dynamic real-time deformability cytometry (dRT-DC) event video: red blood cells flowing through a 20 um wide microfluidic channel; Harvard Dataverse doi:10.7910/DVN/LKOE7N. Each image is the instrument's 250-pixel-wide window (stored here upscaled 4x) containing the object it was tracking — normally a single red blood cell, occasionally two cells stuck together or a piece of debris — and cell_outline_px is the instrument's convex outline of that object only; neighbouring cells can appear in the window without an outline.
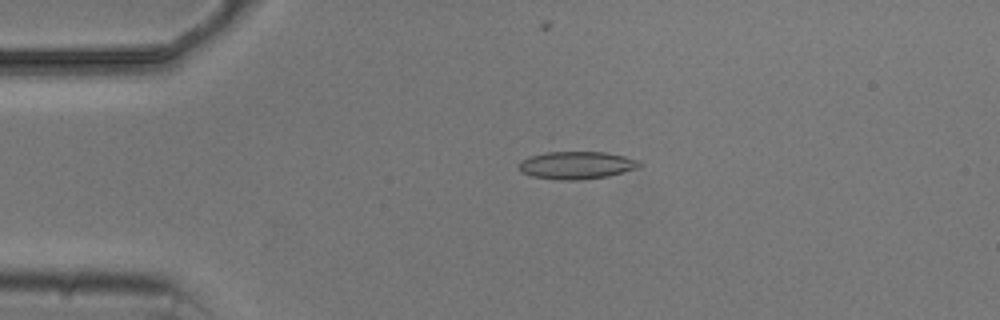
{"species": "common noctule bat (a hibernating species)", "species_latin": "Nyctalus noctula", "temperature_condition": "cold", "stored_images_in_passage": 5, "camera_frame_rate_fps": 3000, "um_per_image_px": 0.085, "animal": {"sex": "male", "body_mass_g": 20.5, "forearm_length_mm": 52.5}, "frame": {"image": 1, "passage_image": 4, "time_ms": 3.667, "image_size_px": [1000, 320], "cell_outline_px": [[644, 164], [640, 168], [608, 176], [580, 180], [564, 180], [532, 176], [520, 172], [520, 160], [528, 156], [548, 152], [604, 152], [624, 156], [640, 160]], "centroid_in_image_um": [49.06, 14.04], "position_along_channel_um": 35.9, "area_um2": 19.54}}